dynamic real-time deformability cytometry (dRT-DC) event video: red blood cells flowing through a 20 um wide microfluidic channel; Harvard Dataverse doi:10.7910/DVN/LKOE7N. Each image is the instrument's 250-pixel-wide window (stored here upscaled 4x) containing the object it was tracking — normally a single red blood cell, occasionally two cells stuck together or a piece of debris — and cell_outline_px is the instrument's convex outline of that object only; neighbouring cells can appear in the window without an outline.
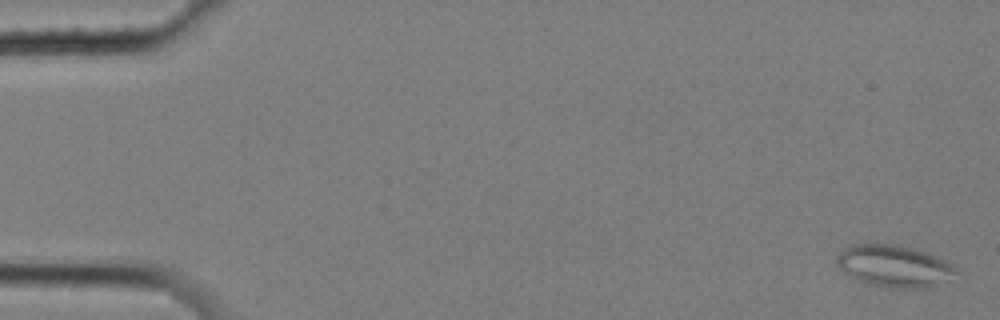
{"species": "common noctule bat (a hibernating species)", "species_latin": "Nyctalus noctula", "temperature_condition": "cold", "stored_images_in_passage": 7, "camera_frame_rate_fps": 3000, "um_per_image_px": 0.085, "animal": {"sex": "female", "body_mass_g": 25.1}, "frame": {"image": 1, "passage_image": 1, "time_ms": 0.0, "image_size_px": [1000, 320], "cell_outline_px": [[960, 272], [948, 280], [928, 288], [888, 288], [868, 284], [844, 272], [836, 264], [836, 256], [844, 248], [852, 244], [896, 244], [928, 252], [952, 264]], "centroid_in_image_um": [76.03, 22.62], "position_along_channel_um": 9.0, "area_um2": 29.3}}